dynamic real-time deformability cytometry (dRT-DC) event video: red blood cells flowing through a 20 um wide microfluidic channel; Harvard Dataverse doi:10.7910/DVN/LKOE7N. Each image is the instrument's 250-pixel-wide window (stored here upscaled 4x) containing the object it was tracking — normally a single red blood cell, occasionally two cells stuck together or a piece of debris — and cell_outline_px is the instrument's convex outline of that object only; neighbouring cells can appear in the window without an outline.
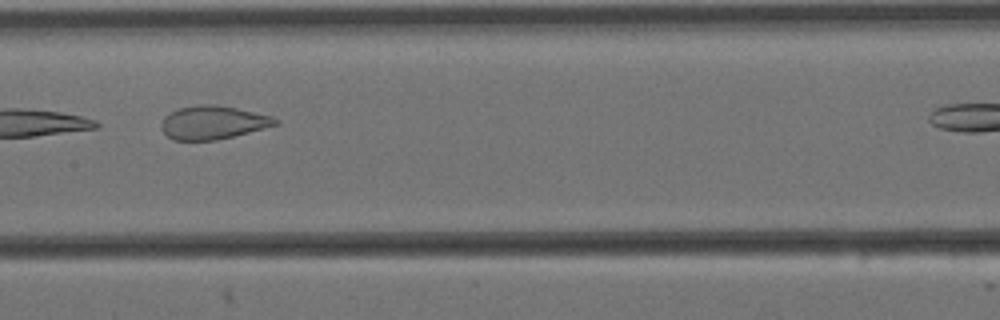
{"species": "Egyptian fruit bat (a non-hibernating species)", "species_latin": "Rousettus aegyptiacus", "temperature_condition": "cold", "stored_images_in_passage": 16, "camera_frame_rate_fps": 3000, "um_per_image_px": 0.085, "animal": {"sex": "female"}, "frame": {"image": 1, "passage_image": 7, "time_ms": 2.0, "image_size_px": [1000, 320], "cell_outline_px": [[280, 124], [216, 140], [172, 140], [160, 128], [160, 124], [164, 116], [180, 108], [200, 104], [216, 104], [236, 108], [272, 116], [280, 120]], "centroid_in_image_um": [18.1, 10.41], "position_along_channel_um": 189.3, "area_um2": 22.14}}
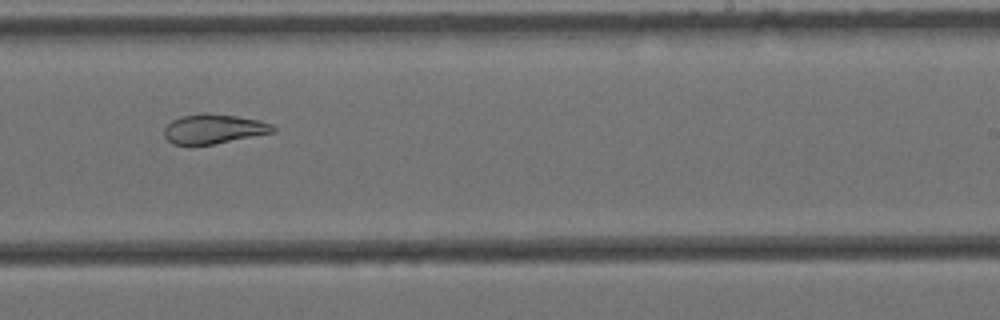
{"frame": {"image": 2, "passage_image": 10, "time_ms": 3.0, "image_size_px": [1000, 320], "cell_outline_px": [[276, 132], [212, 144], [172, 144], [164, 136], [164, 128], [172, 120], [180, 116], [236, 116], [260, 120], [272, 124], [276, 128]], "centroid_in_image_um": [18.2, 10.99], "position_along_channel_um": 270.8, "area_um2": 17.92}}
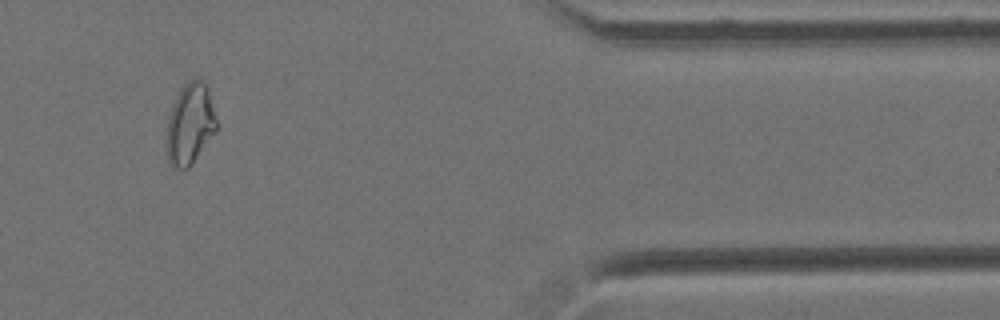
{"frame": {"image": 3, "passage_image": 14, "time_ms": 4.333, "image_size_px": [1000, 320], "cell_outline_px": [[216, 132], [188, 168], [172, 168], [168, 164], [168, 116], [172, 104], [180, 88], [184, 84], [192, 80], [204, 80], [208, 88], [216, 120]], "centroid_in_image_um": [16.15, 10.53], "position_along_channel_um": 395.2, "area_um2": 23.24}}